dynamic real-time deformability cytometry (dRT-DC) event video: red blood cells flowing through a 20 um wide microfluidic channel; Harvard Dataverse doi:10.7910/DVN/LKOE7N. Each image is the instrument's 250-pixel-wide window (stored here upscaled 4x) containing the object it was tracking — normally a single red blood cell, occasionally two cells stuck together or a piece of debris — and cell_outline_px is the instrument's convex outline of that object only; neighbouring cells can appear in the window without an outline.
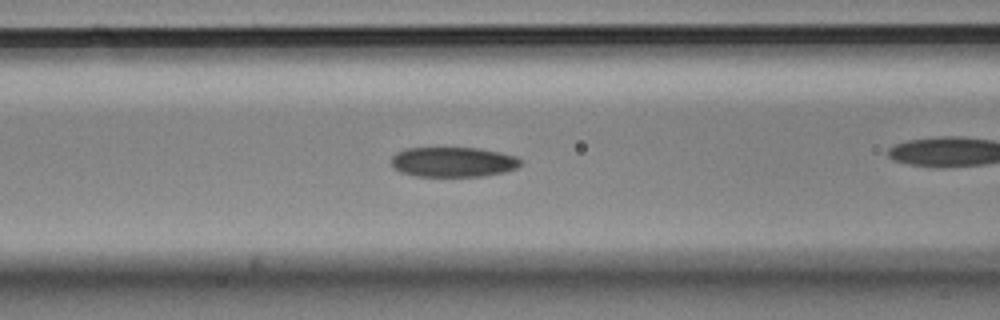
{"species": "Egyptian fruit bat (a non-hibernating species)", "species_latin": "Rousettus aegyptiacus", "temperature_condition": "cold", "stored_images_in_passage": 28, "camera_frame_rate_fps": 3000, "um_per_image_px": 0.085, "animal": {"sex": "male"}, "frame": {"image": 1, "passage_image": 5, "time_ms": 1.333, "image_size_px": [1000, 320], "cell_outline_px": [[520, 164], [516, 168], [504, 172], [484, 176], [416, 176], [400, 172], [392, 168], [392, 156], [396, 152], [404, 148], [476, 148], [500, 152], [516, 156], [520, 160]], "centroid_in_image_um": [38.48, 13.77], "position_along_channel_um": 128.1, "area_um2": 22.6}}